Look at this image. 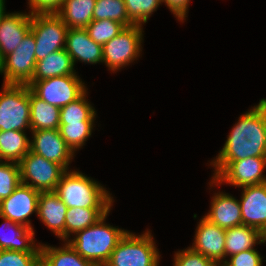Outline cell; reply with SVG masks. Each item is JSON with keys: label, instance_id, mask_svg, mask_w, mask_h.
Returning <instances> with one entry per match:
<instances>
[{"label": "cell", "instance_id": "6da1fadb", "mask_svg": "<svg viewBox=\"0 0 266 266\" xmlns=\"http://www.w3.org/2000/svg\"><path fill=\"white\" fill-rule=\"evenodd\" d=\"M266 157V99L238 117L224 146L211 161H237Z\"/></svg>", "mask_w": 266, "mask_h": 266}, {"label": "cell", "instance_id": "7a4b0ae2", "mask_svg": "<svg viewBox=\"0 0 266 266\" xmlns=\"http://www.w3.org/2000/svg\"><path fill=\"white\" fill-rule=\"evenodd\" d=\"M105 214L94 225L75 233L66 242L84 259L95 266H104L121 238L128 230L106 223Z\"/></svg>", "mask_w": 266, "mask_h": 266}, {"label": "cell", "instance_id": "3957f363", "mask_svg": "<svg viewBox=\"0 0 266 266\" xmlns=\"http://www.w3.org/2000/svg\"><path fill=\"white\" fill-rule=\"evenodd\" d=\"M55 192L67 208H112L114 197L101 183L79 170H67Z\"/></svg>", "mask_w": 266, "mask_h": 266}, {"label": "cell", "instance_id": "277c9868", "mask_svg": "<svg viewBox=\"0 0 266 266\" xmlns=\"http://www.w3.org/2000/svg\"><path fill=\"white\" fill-rule=\"evenodd\" d=\"M151 234L149 229L141 235L127 231L104 266H159L161 254Z\"/></svg>", "mask_w": 266, "mask_h": 266}, {"label": "cell", "instance_id": "5b68a950", "mask_svg": "<svg viewBox=\"0 0 266 266\" xmlns=\"http://www.w3.org/2000/svg\"><path fill=\"white\" fill-rule=\"evenodd\" d=\"M214 171L209 182L212 188L223 183L242 188L266 183V157H250L237 161H211Z\"/></svg>", "mask_w": 266, "mask_h": 266}, {"label": "cell", "instance_id": "8992f818", "mask_svg": "<svg viewBox=\"0 0 266 266\" xmlns=\"http://www.w3.org/2000/svg\"><path fill=\"white\" fill-rule=\"evenodd\" d=\"M31 132L30 87L27 84H3L0 91V130Z\"/></svg>", "mask_w": 266, "mask_h": 266}, {"label": "cell", "instance_id": "52a82bcc", "mask_svg": "<svg viewBox=\"0 0 266 266\" xmlns=\"http://www.w3.org/2000/svg\"><path fill=\"white\" fill-rule=\"evenodd\" d=\"M143 25L125 27L117 36L102 46L103 63L108 70L116 73L138 60L142 53Z\"/></svg>", "mask_w": 266, "mask_h": 266}, {"label": "cell", "instance_id": "ba28073f", "mask_svg": "<svg viewBox=\"0 0 266 266\" xmlns=\"http://www.w3.org/2000/svg\"><path fill=\"white\" fill-rule=\"evenodd\" d=\"M35 49V37L29 31L19 46L0 61L3 84H28L32 80L37 62Z\"/></svg>", "mask_w": 266, "mask_h": 266}, {"label": "cell", "instance_id": "9c48e42d", "mask_svg": "<svg viewBox=\"0 0 266 266\" xmlns=\"http://www.w3.org/2000/svg\"><path fill=\"white\" fill-rule=\"evenodd\" d=\"M84 84L78 74H72L30 81L27 85L41 100L62 108L78 99L88 89Z\"/></svg>", "mask_w": 266, "mask_h": 266}, {"label": "cell", "instance_id": "30bf717a", "mask_svg": "<svg viewBox=\"0 0 266 266\" xmlns=\"http://www.w3.org/2000/svg\"><path fill=\"white\" fill-rule=\"evenodd\" d=\"M30 31L36 41V61L66 46L68 27L57 14H31Z\"/></svg>", "mask_w": 266, "mask_h": 266}, {"label": "cell", "instance_id": "8fae6325", "mask_svg": "<svg viewBox=\"0 0 266 266\" xmlns=\"http://www.w3.org/2000/svg\"><path fill=\"white\" fill-rule=\"evenodd\" d=\"M21 183L40 192L55 191L66 170L55 162L29 151L19 162Z\"/></svg>", "mask_w": 266, "mask_h": 266}, {"label": "cell", "instance_id": "7c38bea8", "mask_svg": "<svg viewBox=\"0 0 266 266\" xmlns=\"http://www.w3.org/2000/svg\"><path fill=\"white\" fill-rule=\"evenodd\" d=\"M40 193V191L28 185L23 183L19 184L9 197L1 200L0 217L7 218L11 222L18 223L27 228L34 229L29 217L33 213L37 215Z\"/></svg>", "mask_w": 266, "mask_h": 266}, {"label": "cell", "instance_id": "4fadbf2b", "mask_svg": "<svg viewBox=\"0 0 266 266\" xmlns=\"http://www.w3.org/2000/svg\"><path fill=\"white\" fill-rule=\"evenodd\" d=\"M30 151L45 159L60 164L66 171L74 160L75 153L66 144L58 129L31 131Z\"/></svg>", "mask_w": 266, "mask_h": 266}, {"label": "cell", "instance_id": "5bb4252c", "mask_svg": "<svg viewBox=\"0 0 266 266\" xmlns=\"http://www.w3.org/2000/svg\"><path fill=\"white\" fill-rule=\"evenodd\" d=\"M198 223L194 241L189 247L221 266L225 262L226 230L204 217Z\"/></svg>", "mask_w": 266, "mask_h": 266}, {"label": "cell", "instance_id": "9a60e30c", "mask_svg": "<svg viewBox=\"0 0 266 266\" xmlns=\"http://www.w3.org/2000/svg\"><path fill=\"white\" fill-rule=\"evenodd\" d=\"M241 189L242 224L262 232L266 228V183Z\"/></svg>", "mask_w": 266, "mask_h": 266}, {"label": "cell", "instance_id": "2e32d148", "mask_svg": "<svg viewBox=\"0 0 266 266\" xmlns=\"http://www.w3.org/2000/svg\"><path fill=\"white\" fill-rule=\"evenodd\" d=\"M31 30V14L6 13L0 21V61L12 53Z\"/></svg>", "mask_w": 266, "mask_h": 266}, {"label": "cell", "instance_id": "e0dca14e", "mask_svg": "<svg viewBox=\"0 0 266 266\" xmlns=\"http://www.w3.org/2000/svg\"><path fill=\"white\" fill-rule=\"evenodd\" d=\"M65 50L74 66L78 61L92 65L103 63L102 45L92 40L85 28H68Z\"/></svg>", "mask_w": 266, "mask_h": 266}, {"label": "cell", "instance_id": "ac0fdd59", "mask_svg": "<svg viewBox=\"0 0 266 266\" xmlns=\"http://www.w3.org/2000/svg\"><path fill=\"white\" fill-rule=\"evenodd\" d=\"M67 206L55 191L41 192L38 198L37 216L41 222L65 241V217Z\"/></svg>", "mask_w": 266, "mask_h": 266}, {"label": "cell", "instance_id": "d6986e66", "mask_svg": "<svg viewBox=\"0 0 266 266\" xmlns=\"http://www.w3.org/2000/svg\"><path fill=\"white\" fill-rule=\"evenodd\" d=\"M211 206L204 218L222 229L242 225L241 206L238 199L226 192L214 193Z\"/></svg>", "mask_w": 266, "mask_h": 266}, {"label": "cell", "instance_id": "ffe728a7", "mask_svg": "<svg viewBox=\"0 0 266 266\" xmlns=\"http://www.w3.org/2000/svg\"><path fill=\"white\" fill-rule=\"evenodd\" d=\"M3 219L0 225V250L40 253L41 242L36 243L34 229ZM38 244V245H37Z\"/></svg>", "mask_w": 266, "mask_h": 266}, {"label": "cell", "instance_id": "44dd1931", "mask_svg": "<svg viewBox=\"0 0 266 266\" xmlns=\"http://www.w3.org/2000/svg\"><path fill=\"white\" fill-rule=\"evenodd\" d=\"M74 63L65 48L50 53L44 59L36 62L31 81H40L47 78L77 74Z\"/></svg>", "mask_w": 266, "mask_h": 266}, {"label": "cell", "instance_id": "7402d4cb", "mask_svg": "<svg viewBox=\"0 0 266 266\" xmlns=\"http://www.w3.org/2000/svg\"><path fill=\"white\" fill-rule=\"evenodd\" d=\"M40 266H95L82 258L66 241L62 246L42 244L40 250Z\"/></svg>", "mask_w": 266, "mask_h": 266}, {"label": "cell", "instance_id": "603a6c76", "mask_svg": "<svg viewBox=\"0 0 266 266\" xmlns=\"http://www.w3.org/2000/svg\"><path fill=\"white\" fill-rule=\"evenodd\" d=\"M225 237L226 259L242 251L255 249V245L257 244H263L261 232L256 228L243 224L226 229Z\"/></svg>", "mask_w": 266, "mask_h": 266}, {"label": "cell", "instance_id": "cb8c5ba5", "mask_svg": "<svg viewBox=\"0 0 266 266\" xmlns=\"http://www.w3.org/2000/svg\"><path fill=\"white\" fill-rule=\"evenodd\" d=\"M31 131L58 129L60 108L38 98L30 89Z\"/></svg>", "mask_w": 266, "mask_h": 266}, {"label": "cell", "instance_id": "d4e9b609", "mask_svg": "<svg viewBox=\"0 0 266 266\" xmlns=\"http://www.w3.org/2000/svg\"><path fill=\"white\" fill-rule=\"evenodd\" d=\"M96 0H64L57 15L68 28H86L93 21Z\"/></svg>", "mask_w": 266, "mask_h": 266}, {"label": "cell", "instance_id": "484cf974", "mask_svg": "<svg viewBox=\"0 0 266 266\" xmlns=\"http://www.w3.org/2000/svg\"><path fill=\"white\" fill-rule=\"evenodd\" d=\"M30 151V138L26 131L0 130V161L19 163Z\"/></svg>", "mask_w": 266, "mask_h": 266}, {"label": "cell", "instance_id": "4316f807", "mask_svg": "<svg viewBox=\"0 0 266 266\" xmlns=\"http://www.w3.org/2000/svg\"><path fill=\"white\" fill-rule=\"evenodd\" d=\"M111 210L112 208H67L65 217V241L71 238L76 232L94 225Z\"/></svg>", "mask_w": 266, "mask_h": 266}, {"label": "cell", "instance_id": "83f0119b", "mask_svg": "<svg viewBox=\"0 0 266 266\" xmlns=\"http://www.w3.org/2000/svg\"><path fill=\"white\" fill-rule=\"evenodd\" d=\"M88 89L76 100L60 108V124L95 123L96 110L87 99Z\"/></svg>", "mask_w": 266, "mask_h": 266}, {"label": "cell", "instance_id": "f1b7e54d", "mask_svg": "<svg viewBox=\"0 0 266 266\" xmlns=\"http://www.w3.org/2000/svg\"><path fill=\"white\" fill-rule=\"evenodd\" d=\"M109 19L120 22L125 27L135 23L128 17L124 0H96L93 20Z\"/></svg>", "mask_w": 266, "mask_h": 266}, {"label": "cell", "instance_id": "f546056e", "mask_svg": "<svg viewBox=\"0 0 266 266\" xmlns=\"http://www.w3.org/2000/svg\"><path fill=\"white\" fill-rule=\"evenodd\" d=\"M94 127L95 123H69L60 124L58 130L66 144L76 153L91 137Z\"/></svg>", "mask_w": 266, "mask_h": 266}, {"label": "cell", "instance_id": "4dcf8cb0", "mask_svg": "<svg viewBox=\"0 0 266 266\" xmlns=\"http://www.w3.org/2000/svg\"><path fill=\"white\" fill-rule=\"evenodd\" d=\"M125 26L109 19L93 20L85 29L90 38L102 46L117 36Z\"/></svg>", "mask_w": 266, "mask_h": 266}, {"label": "cell", "instance_id": "1f68e13d", "mask_svg": "<svg viewBox=\"0 0 266 266\" xmlns=\"http://www.w3.org/2000/svg\"><path fill=\"white\" fill-rule=\"evenodd\" d=\"M21 184L20 166L16 162L0 161V202Z\"/></svg>", "mask_w": 266, "mask_h": 266}, {"label": "cell", "instance_id": "d6a6232c", "mask_svg": "<svg viewBox=\"0 0 266 266\" xmlns=\"http://www.w3.org/2000/svg\"><path fill=\"white\" fill-rule=\"evenodd\" d=\"M128 17L135 23L145 25L153 12L162 4L161 0H124Z\"/></svg>", "mask_w": 266, "mask_h": 266}, {"label": "cell", "instance_id": "836d02e7", "mask_svg": "<svg viewBox=\"0 0 266 266\" xmlns=\"http://www.w3.org/2000/svg\"><path fill=\"white\" fill-rule=\"evenodd\" d=\"M0 266H40V253L0 250Z\"/></svg>", "mask_w": 266, "mask_h": 266}, {"label": "cell", "instance_id": "e575fe53", "mask_svg": "<svg viewBox=\"0 0 266 266\" xmlns=\"http://www.w3.org/2000/svg\"><path fill=\"white\" fill-rule=\"evenodd\" d=\"M173 260V266H219L190 247L175 252Z\"/></svg>", "mask_w": 266, "mask_h": 266}, {"label": "cell", "instance_id": "d590c367", "mask_svg": "<svg viewBox=\"0 0 266 266\" xmlns=\"http://www.w3.org/2000/svg\"><path fill=\"white\" fill-rule=\"evenodd\" d=\"M263 256L257 249H249L234 254L227 259L221 266H262Z\"/></svg>", "mask_w": 266, "mask_h": 266}, {"label": "cell", "instance_id": "8d00e7d4", "mask_svg": "<svg viewBox=\"0 0 266 266\" xmlns=\"http://www.w3.org/2000/svg\"><path fill=\"white\" fill-rule=\"evenodd\" d=\"M64 0H28L30 14H57Z\"/></svg>", "mask_w": 266, "mask_h": 266}, {"label": "cell", "instance_id": "74e56055", "mask_svg": "<svg viewBox=\"0 0 266 266\" xmlns=\"http://www.w3.org/2000/svg\"><path fill=\"white\" fill-rule=\"evenodd\" d=\"M162 4L169 8L174 17L182 23L186 20L190 0H161Z\"/></svg>", "mask_w": 266, "mask_h": 266}, {"label": "cell", "instance_id": "f35d334b", "mask_svg": "<svg viewBox=\"0 0 266 266\" xmlns=\"http://www.w3.org/2000/svg\"><path fill=\"white\" fill-rule=\"evenodd\" d=\"M5 7V0H0V21L2 17L7 13Z\"/></svg>", "mask_w": 266, "mask_h": 266}, {"label": "cell", "instance_id": "ab89813d", "mask_svg": "<svg viewBox=\"0 0 266 266\" xmlns=\"http://www.w3.org/2000/svg\"><path fill=\"white\" fill-rule=\"evenodd\" d=\"M261 234H262V243L266 244V228L261 232Z\"/></svg>", "mask_w": 266, "mask_h": 266}]
</instances>
